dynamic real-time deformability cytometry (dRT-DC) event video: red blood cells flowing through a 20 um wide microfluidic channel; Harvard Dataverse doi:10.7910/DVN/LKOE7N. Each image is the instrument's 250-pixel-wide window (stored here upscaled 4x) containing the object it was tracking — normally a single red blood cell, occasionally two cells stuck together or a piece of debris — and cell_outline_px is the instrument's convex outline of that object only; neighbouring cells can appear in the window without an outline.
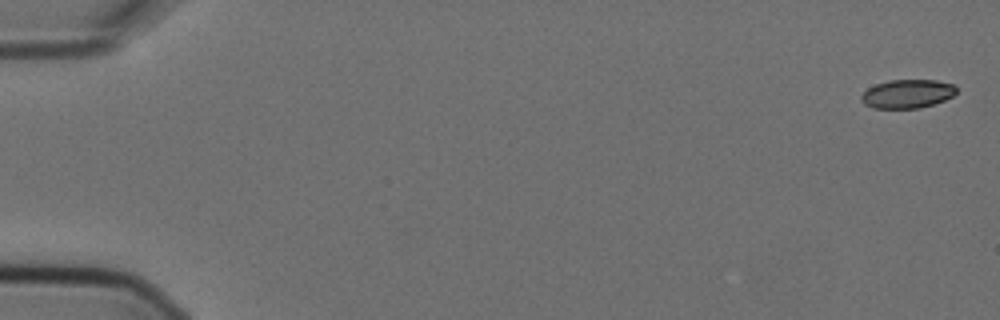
{"species": "Egyptian fruit bat (a non-hibernating species)", "species_latin": "Rousettus aegyptiacus", "temperature_condition": "cold", "stored_images_in_passage": 8, "camera_frame_rate_fps": 3000, "um_per_image_px": 0.085, "animal": {"sex": "female"}, "frame": {"image": 1, "passage_image": 1, "time_ms": 0.0, "image_size_px": [1000, 320], "cell_outline_px": [[956, 92], [952, 96], [944, 100], [920, 108], [872, 108], [864, 104], [860, 100], [860, 96], [868, 88], [876, 84], [888, 80], [936, 80], [956, 84]], "centroid_in_image_um": [77.12, 7.97], "position_along_channel_um": 7.9, "area_um2": 15.95}}
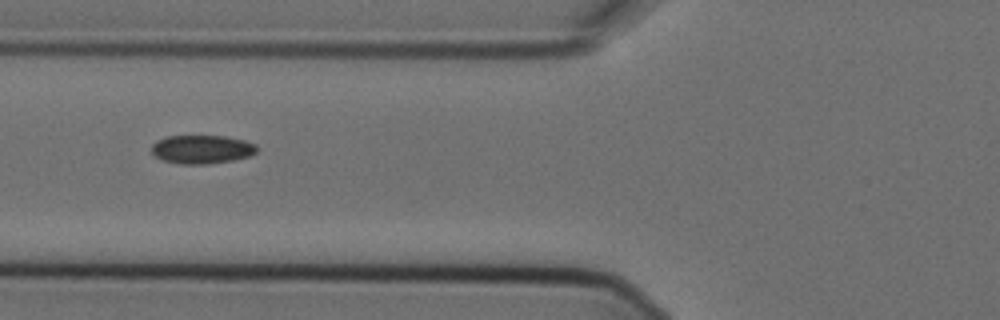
{"frame": {"image": 2, "passage_image": 7, "time_ms": 2.0, "image_size_px": [1000, 320], "cell_outline_px": [[256, 152], [248, 156], [232, 160], [208, 164], [180, 164], [160, 160], [152, 152], [152, 144], [156, 140], [168, 136], [224, 136], [244, 140], [256, 144]], "centroid_in_image_um": [17.12, 12.69], "position_along_channel_um": 108.7, "area_um2": 17.51}}
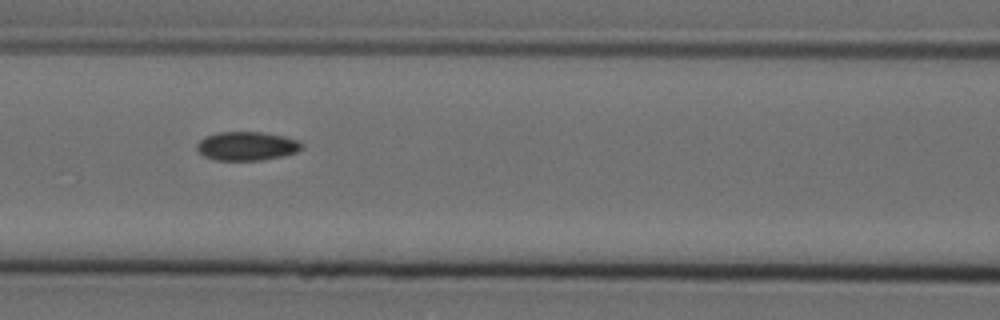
{"frame": {"image": 3, "passage_image": 8, "time_ms": 2.333, "image_size_px": [1000, 320], "cell_outline_px": [[304, 144], [296, 152], [284, 156], [260, 160], [216, 160], [204, 156], [196, 148], [196, 144], [204, 136], [216, 132], [260, 132], [284, 136], [300, 140]], "centroid_in_image_um": [20.97, 12.41], "position_along_channel_um": 145.6, "area_um2": 17.69}}